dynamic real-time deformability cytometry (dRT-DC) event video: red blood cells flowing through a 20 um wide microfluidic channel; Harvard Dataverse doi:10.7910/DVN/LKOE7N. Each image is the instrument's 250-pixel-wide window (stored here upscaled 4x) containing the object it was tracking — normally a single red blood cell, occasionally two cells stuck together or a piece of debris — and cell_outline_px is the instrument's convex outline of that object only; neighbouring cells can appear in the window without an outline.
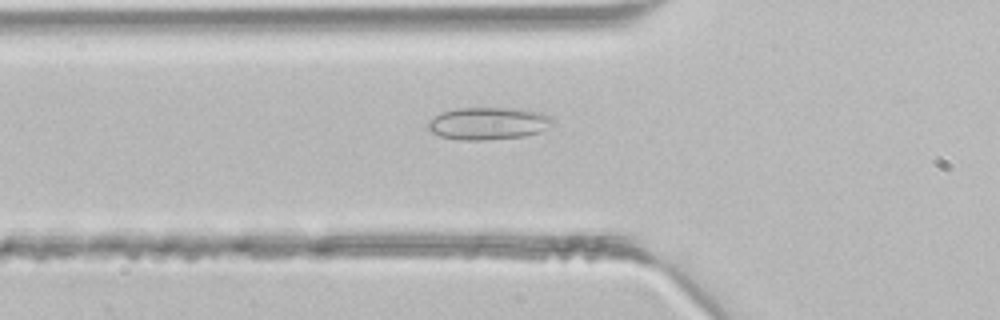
{"species": "common noctule bat (a hibernating species)", "species_latin": "Nyctalus noctula", "temperature_condition": "room temperature", "stored_images_in_passage": 5, "camera_frame_rate_fps": 3000, "um_per_image_px": 0.085, "animal": {"sex": "male", "body_mass_g": 21.5, "forearm_length_mm": 52.0}, "frame": {"image": 1, "passage_image": 5, "time_ms": 1.333, "image_size_px": [1000, 320], "cell_outline_px": [[556, 120], [552, 124], [540, 132], [524, 136], [484, 140], [460, 140], [440, 136], [432, 132], [428, 128], [428, 120], [440, 112], [456, 108], [516, 108], [540, 112], [552, 116]], "centroid_in_image_um": [41.51, 10.48], "position_along_channel_um": 84.3, "area_um2": 23.76}}